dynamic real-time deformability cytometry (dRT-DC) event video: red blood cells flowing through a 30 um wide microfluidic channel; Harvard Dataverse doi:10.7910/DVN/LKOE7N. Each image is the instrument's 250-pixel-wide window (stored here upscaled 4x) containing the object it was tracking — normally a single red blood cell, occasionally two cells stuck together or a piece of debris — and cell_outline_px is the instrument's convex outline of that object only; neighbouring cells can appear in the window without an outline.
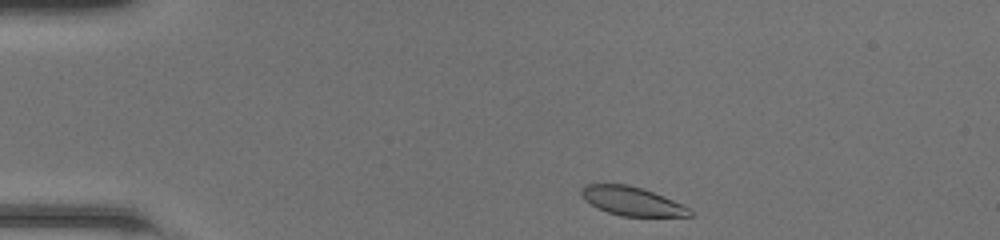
{"species": "common noctule bat (a hibernating species)", "species_latin": "Nyctalus noctula", "temperature_condition": "room temperature", "stored_images_in_passage": 41, "camera_frame_rate_fps": 3000, "um_per_image_px": 0.085, "animal": {"sex": "female", "body_mass_g": 20.0, "forearm_length_mm": 54.0}, "frame": {"image": 1, "passage_image": 1, "time_ms": 0.0, "image_size_px": [1000, 240], "cell_outline_px": [[692, 216], [620, 216], [608, 212], [584, 200], [580, 192], [580, 188], [584, 184], [628, 184], [664, 196], [688, 208], [692, 212]], "centroid_in_image_um": [53.67, 17.09], "position_along_channel_um": 31.3, "area_um2": 17.92}}
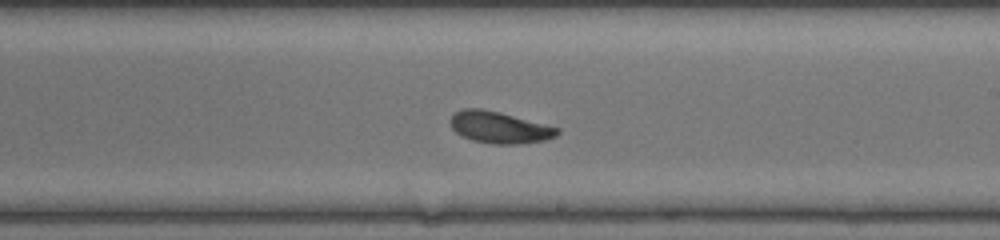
{"frame": {"image": 2, "passage_image": 21, "time_ms": 6.667, "image_size_px": [1000, 240], "cell_outline_px": [[560, 132], [556, 136], [544, 140], [520, 144], [492, 144], [472, 140], [460, 136], [452, 128], [448, 120], [456, 112], [464, 108], [480, 108], [500, 112], [560, 128]], "centroid_in_image_um": [42.43, 10.83], "position_along_channel_um": 246.6, "area_um2": 19.83}}
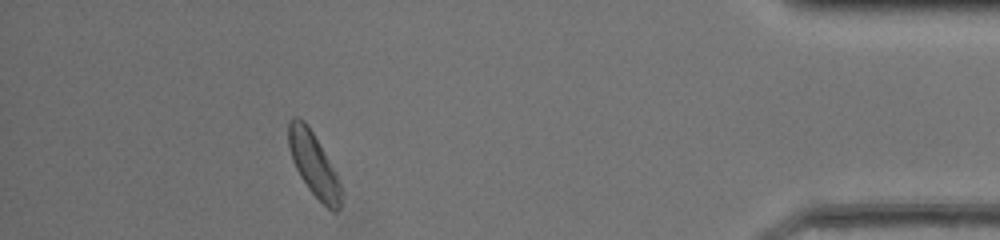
{"frame": {"image": 3, "passage_image": 36, "time_ms": 11.667, "image_size_px": [1000, 240], "cell_outline_px": [[344, 192], [340, 208], [336, 212], [332, 212], [308, 188], [300, 176], [292, 160], [288, 148], [288, 120], [292, 116], [296, 116], [304, 120], [312, 132], [324, 152]], "centroid_in_image_um": [26.65, 13.98], "position_along_channel_um": 408.6, "area_um2": 19.31}, "authors_computed_cell_mechanics": {"area_um2": 19.652, "velocity_mm_per_s": 4.2215, "shape_relaxation_time_tau1_ms": 4.8513, "shape_relaxation_time_tau2_ms": 2.4936, "deformation_change_tau1": 0.165, "deformation_change_tau2": 0.0838}}